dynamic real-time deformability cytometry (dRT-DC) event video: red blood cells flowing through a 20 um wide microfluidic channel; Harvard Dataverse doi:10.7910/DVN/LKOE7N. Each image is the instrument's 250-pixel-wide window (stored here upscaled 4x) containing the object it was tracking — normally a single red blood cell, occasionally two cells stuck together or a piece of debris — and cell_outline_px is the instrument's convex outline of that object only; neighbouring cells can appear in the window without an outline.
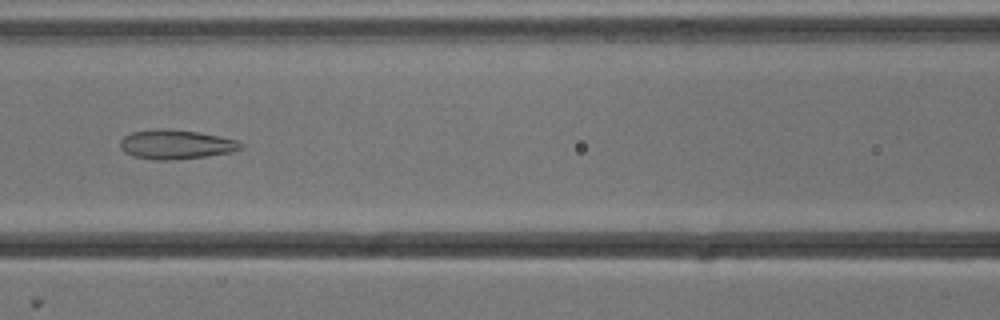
{"species": "common noctule bat (a hibernating species)", "species_latin": "Nyctalus noctula", "temperature_condition": "cold", "stored_images_in_passage": 40, "camera_frame_rate_fps": 3000, "um_per_image_px": 0.085, "animal": {"sex": "male", "body_mass_g": 13.3}, "frame": {"image": 1, "passage_image": 10, "time_ms": 3.0, "image_size_px": [1000, 320], "cell_outline_px": [[244, 148], [232, 152], [208, 156], [172, 160], [152, 160], [132, 156], [124, 152], [120, 148], [120, 140], [124, 136], [132, 132], [156, 128], [168, 128], [196, 132], [220, 136], [236, 140], [244, 144]], "centroid_in_image_um": [14.95, 12.28], "position_along_channel_um": 151.7, "area_um2": 20.92}}
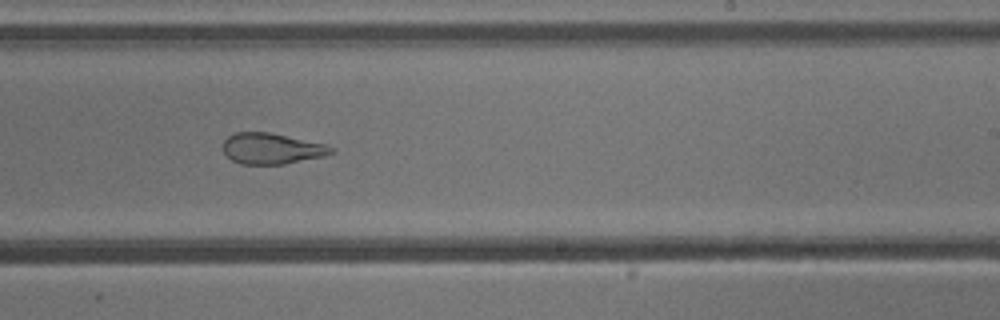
{"frame": {"image": 2, "passage_image": 19, "time_ms": 6.0, "image_size_px": [1000, 320], "cell_outline_px": [[336, 152], [324, 156], [284, 164], [240, 164], [232, 160], [224, 152], [224, 140], [228, 136], [236, 132], [268, 132], [324, 144], [336, 148]], "centroid_in_image_um": [23.11, 12.63], "position_along_channel_um": 265.9, "area_um2": 19.36}}
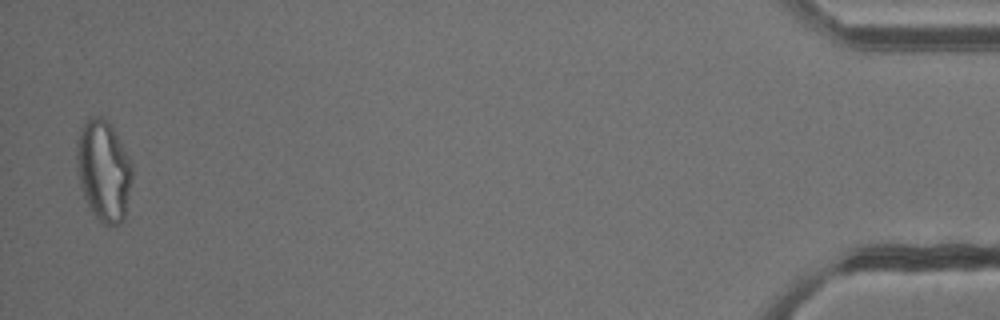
{"frame": {"image": 3, "passage_image": 39, "time_ms": 12.667, "image_size_px": [1000, 320], "cell_outline_px": [[132, 176], [124, 220], [120, 224], [104, 224], [88, 208], [80, 188], [76, 164], [76, 144], [80, 128], [88, 116], [100, 116], [108, 120], [112, 124], [132, 164]], "centroid_in_image_um": [8.78, 14.46], "position_along_channel_um": 426.4, "area_um2": 33.06}, "authors_computed_cell_mechanics": {"area_um2": 22.4553, "velocity_mm_per_s": 3.831, "shape_relaxation_time_tau1_ms": null, "shape_relaxation_time_tau2_ms": 1.8708, "deformation_change_tau1": null, "deformation_change_tau2": 0.1081}}